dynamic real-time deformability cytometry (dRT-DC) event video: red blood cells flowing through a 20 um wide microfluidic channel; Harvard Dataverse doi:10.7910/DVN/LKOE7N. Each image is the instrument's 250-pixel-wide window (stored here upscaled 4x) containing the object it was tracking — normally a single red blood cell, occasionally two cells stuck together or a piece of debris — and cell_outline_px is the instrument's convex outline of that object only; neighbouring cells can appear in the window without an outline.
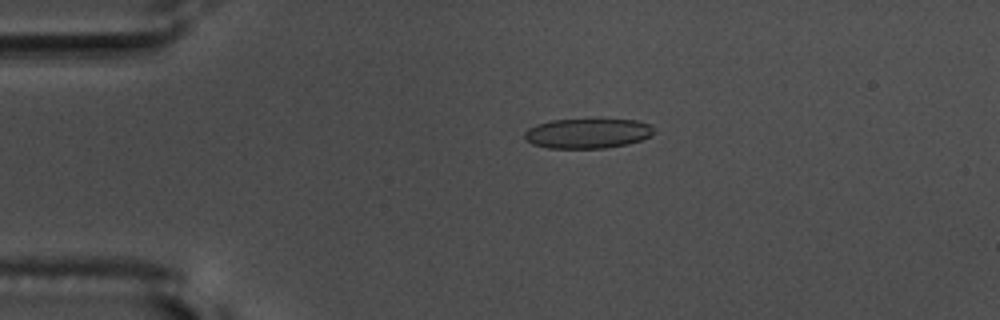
{"species": "common noctule bat (a hibernating species)", "species_latin": "Nyctalus noctula", "temperature_condition": "warm", "stored_images_in_passage": 3, "camera_frame_rate_fps": 3000, "um_per_image_px": 0.085, "animal": {"sex": "male", "body_mass_g": 17.5, "forearm_length_mm": 52.3}, "frame": {"image": 1, "passage_image": 2, "time_ms": 0.333, "image_size_px": [1000, 320], "cell_outline_px": [[648, 136], [636, 140], [620, 144], [588, 148], [564, 148], [540, 144], [532, 140], [536, 128], [544, 124], [644, 124]], "centroid_in_image_um": [49.97, 11.46], "position_along_channel_um": 35.0, "area_um2": 16.82}}